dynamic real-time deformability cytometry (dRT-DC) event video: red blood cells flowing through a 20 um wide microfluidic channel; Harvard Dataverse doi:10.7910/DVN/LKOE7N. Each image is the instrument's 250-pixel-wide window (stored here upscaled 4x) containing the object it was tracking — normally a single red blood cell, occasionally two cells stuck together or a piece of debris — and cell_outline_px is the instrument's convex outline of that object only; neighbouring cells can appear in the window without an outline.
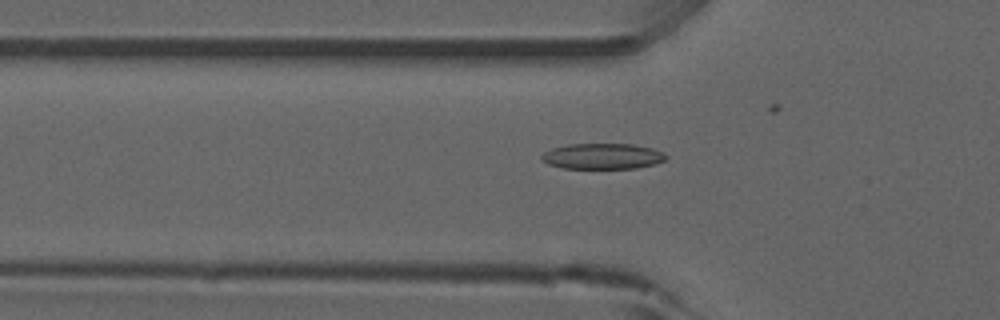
{"species": "common noctule bat (a hibernating species)", "species_latin": "Nyctalus noctula", "temperature_condition": "room temperature", "stored_images_in_passage": 34, "camera_frame_rate_fps": 3000, "um_per_image_px": 0.085, "animal": {"sex": "male", "forearm_length_mm": 52.5}, "frame": {"image": 1, "passage_image": 10, "time_ms": 3.0, "image_size_px": [1000, 320], "cell_outline_px": [[668, 156], [664, 160], [652, 164], [636, 168], [564, 168], [548, 164], [540, 160], [540, 156], [544, 152], [552, 148], [568, 144], [632, 144], [652, 148], [664, 152]], "centroid_in_image_um": [51.19, 13.27], "position_along_channel_um": 74.6, "area_um2": 18.61}}
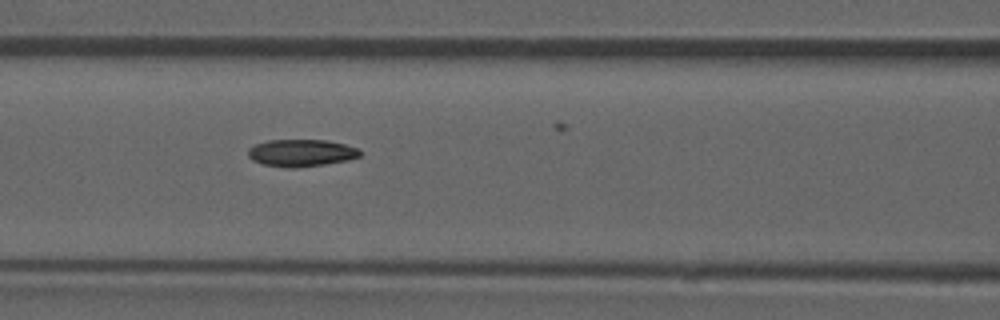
{"frame": {"image": 2, "passage_image": 15, "time_ms": 4.667, "image_size_px": [1000, 320], "cell_outline_px": [[360, 156], [348, 160], [324, 164], [296, 168], [292, 168], [264, 164], [252, 160], [248, 156], [248, 148], [256, 144], [268, 140], [328, 140], [360, 148]], "centroid_in_image_um": [25.62, 12.99], "position_along_channel_um": 141.0, "area_um2": 17.69}}